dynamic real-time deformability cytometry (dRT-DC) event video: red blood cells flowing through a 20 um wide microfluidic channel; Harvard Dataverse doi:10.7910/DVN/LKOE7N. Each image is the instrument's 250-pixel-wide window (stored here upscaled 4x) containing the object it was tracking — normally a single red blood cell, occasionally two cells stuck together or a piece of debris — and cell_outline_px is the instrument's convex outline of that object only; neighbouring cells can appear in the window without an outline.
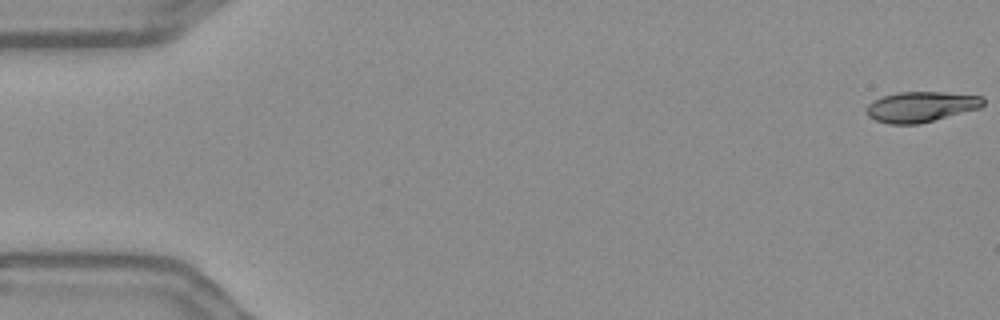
{"species": "Egyptian fruit bat (a non-hibernating species)", "species_latin": "Rousettus aegyptiacus", "temperature_condition": "warm", "stored_images_in_passage": 56, "camera_frame_rate_fps": 3000, "um_per_image_px": 0.085, "frame": {"image": 1, "passage_image": 1, "time_ms": 0.0, "image_size_px": [1000, 320], "cell_outline_px": [[984, 104], [980, 108], [920, 124], [888, 124], [876, 120], [868, 116], [864, 108], [868, 104], [884, 96], [900, 92], [944, 92], [984, 96]], "centroid_in_image_um": [78.3, 9.08], "position_along_channel_um": 6.7, "area_um2": 20.75}}
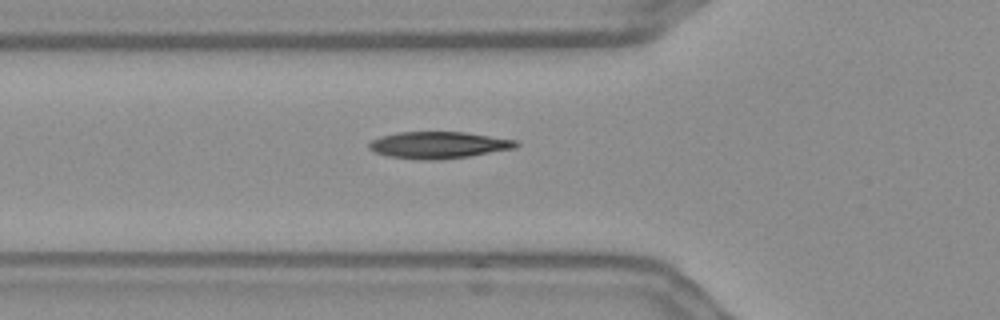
{"frame": {"image": 2, "passage_image": 20, "time_ms": 6.333, "image_size_px": [1000, 320], "cell_outline_px": [[520, 144], [516, 148], [468, 156], [440, 160], [416, 160], [388, 156], [376, 152], [368, 148], [368, 144], [372, 140], [380, 136], [400, 132], [464, 132], [516, 140]], "centroid_in_image_um": [37.26, 12.33], "position_along_channel_um": 88.5, "area_um2": 22.95}}
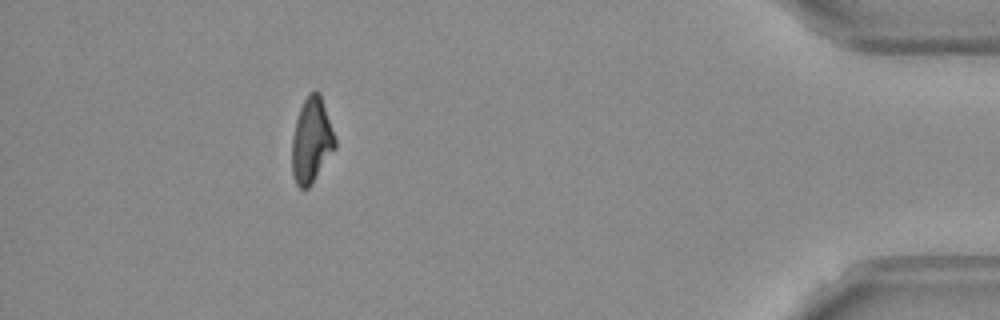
{"frame": {"image": 3, "passage_image": 51, "time_ms": 16.667, "image_size_px": [1000, 320], "cell_outline_px": [[336, 148], [308, 188], [300, 188], [296, 184], [292, 172], [292, 136], [296, 120], [300, 108], [308, 92], [320, 92], [336, 140]], "centroid_in_image_um": [26.47, 11.93], "position_along_channel_um": 408.7, "area_um2": 21.21}, "authors_computed_cell_mechanics": {"area_um2": 21.8195, "velocity_mm_per_s": 3.6337, "shape_relaxation_time_tau1_ms": 5.8424, "shape_relaxation_time_tau2_ms": 3.0713, "deformation_change_tau1": 0.2163, "deformation_change_tau2": 0.1121}}